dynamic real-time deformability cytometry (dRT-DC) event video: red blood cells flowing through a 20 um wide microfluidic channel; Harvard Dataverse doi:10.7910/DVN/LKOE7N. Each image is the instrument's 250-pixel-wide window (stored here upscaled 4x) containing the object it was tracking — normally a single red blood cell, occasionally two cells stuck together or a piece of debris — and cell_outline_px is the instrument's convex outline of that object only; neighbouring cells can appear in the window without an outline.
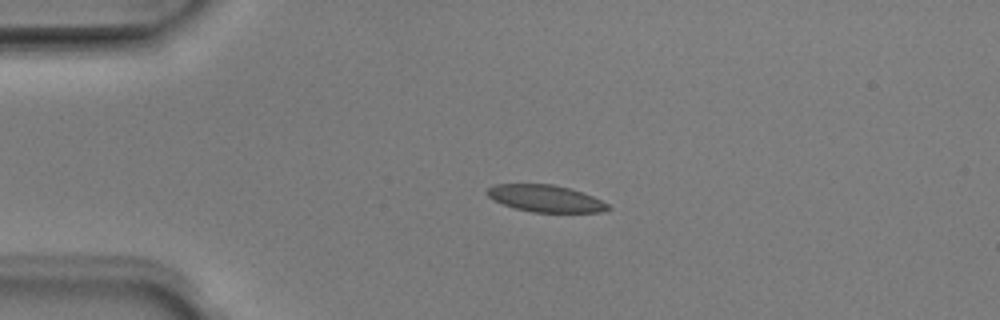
{"species": "Egyptian fruit bat (a non-hibernating species)", "species_latin": "Rousettus aegyptiacus", "temperature_condition": "room temperature", "stored_images_in_passage": 4, "camera_frame_rate_fps": 3000, "um_per_image_px": 0.085, "animal": {"sex": "male"}, "frame": {"image": 1, "passage_image": 3, "time_ms": 0.667, "image_size_px": [1000, 320], "cell_outline_px": [[612, 208], [600, 212], [532, 212], [516, 208], [504, 204], [488, 196], [484, 192], [488, 188], [496, 184], [552, 184], [568, 188], [592, 196], [608, 204]], "centroid_in_image_um": [46.36, 16.87], "position_along_channel_um": 38.6, "area_um2": 18.67}}